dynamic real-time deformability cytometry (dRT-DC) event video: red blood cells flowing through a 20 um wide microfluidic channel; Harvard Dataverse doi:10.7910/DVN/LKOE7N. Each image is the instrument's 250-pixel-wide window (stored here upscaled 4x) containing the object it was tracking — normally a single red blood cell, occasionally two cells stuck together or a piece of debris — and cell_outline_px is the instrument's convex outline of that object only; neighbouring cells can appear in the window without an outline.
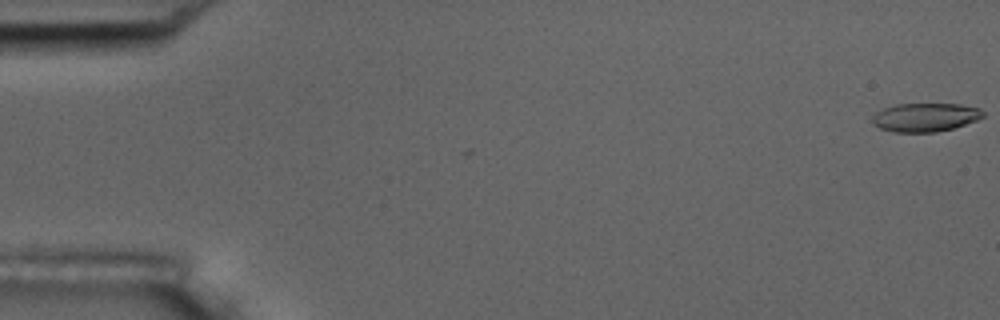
{"species": "common noctule bat (a hibernating species)", "species_latin": "Nyctalus noctula", "temperature_condition": "room temperature", "stored_images_in_passage": 5, "camera_frame_rate_fps": 3000, "um_per_image_px": 0.085, "animal": {"sex": "male", "body_mass_g": 17.5, "forearm_length_mm": 52.3}, "frame": {"image": 1, "passage_image": 1, "time_ms": 0.0, "image_size_px": [1000, 320], "cell_outline_px": [[984, 116], [976, 120], [952, 128], [936, 132], [892, 132], [880, 128], [872, 124], [872, 116], [876, 112], [884, 108], [896, 104], [960, 104], [980, 108], [984, 112]], "centroid_in_image_um": [78.62, 9.97], "position_along_channel_um": 6.4, "area_um2": 18.44}}
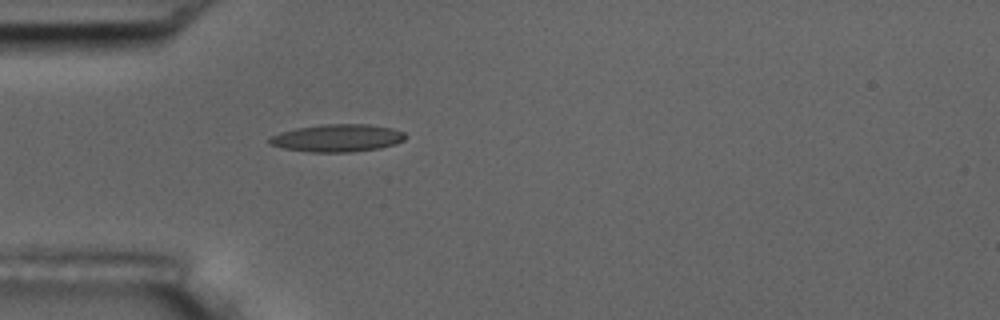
{"frame": {"image": 2, "passage_image": 5, "time_ms": 5.333, "image_size_px": [1000, 320], "cell_outline_px": [[404, 140], [396, 144], [380, 148], [352, 152], [308, 152], [284, 148], [268, 144], [268, 136], [280, 132], [296, 128], [324, 124], [368, 124], [392, 128], [404, 132]], "centroid_in_image_um": [28.64, 11.73], "position_along_channel_um": 56.4, "area_um2": 21.96}}